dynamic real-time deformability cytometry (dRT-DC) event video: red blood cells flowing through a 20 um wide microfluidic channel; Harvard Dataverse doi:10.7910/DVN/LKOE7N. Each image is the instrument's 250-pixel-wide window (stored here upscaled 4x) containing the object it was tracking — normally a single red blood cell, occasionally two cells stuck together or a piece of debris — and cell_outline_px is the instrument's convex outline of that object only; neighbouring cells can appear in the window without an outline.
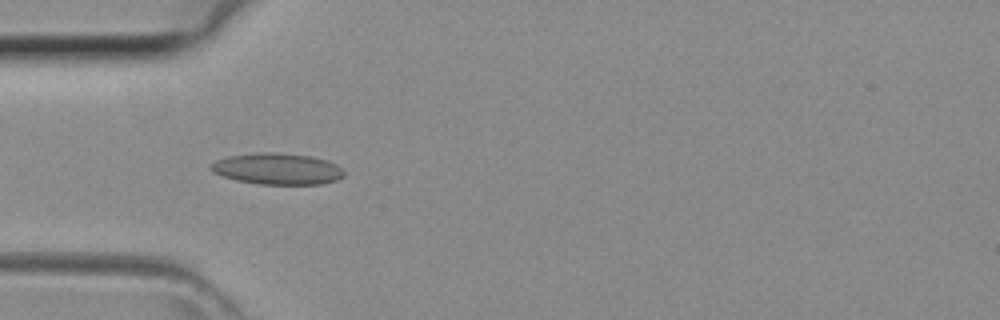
{"species": "common noctule bat (a hibernating species)", "species_latin": "Nyctalus noctula", "temperature_condition": "room temperature", "stored_images_in_passage": 35, "camera_frame_rate_fps": 3000, "um_per_image_px": 0.085, "animal": {"sex": "female", "body_mass_g": 29.2, "forearm_length_mm": 56.3}, "frame": {"image": 1, "passage_image": 5, "time_ms": 1.333, "image_size_px": [1000, 320], "cell_outline_px": [[344, 176], [336, 180], [320, 184], [260, 184], [236, 180], [212, 172], [208, 168], [208, 164], [216, 160], [228, 156], [256, 152], [276, 152], [312, 156], [328, 160], [336, 164], [344, 172]], "centroid_in_image_um": [23.54, 14.34], "position_along_channel_um": 61.5, "area_um2": 24.51}}
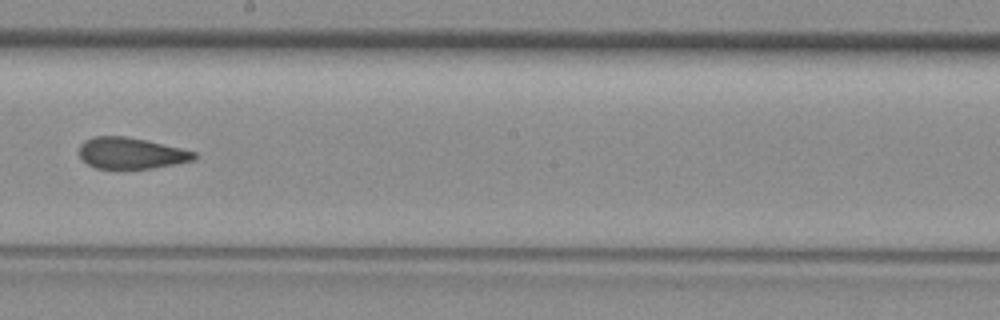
{"frame": {"image": 2, "passage_image": 16, "time_ms": 5.0, "image_size_px": [1000, 320], "cell_outline_px": [[196, 160], [176, 164], [152, 168], [96, 168], [88, 164], [80, 156], [80, 144], [84, 140], [92, 136], [124, 136], [148, 140], [196, 152]], "centroid_in_image_um": [11.15, 13.01], "position_along_channel_um": 237.0, "area_um2": 20.92}}
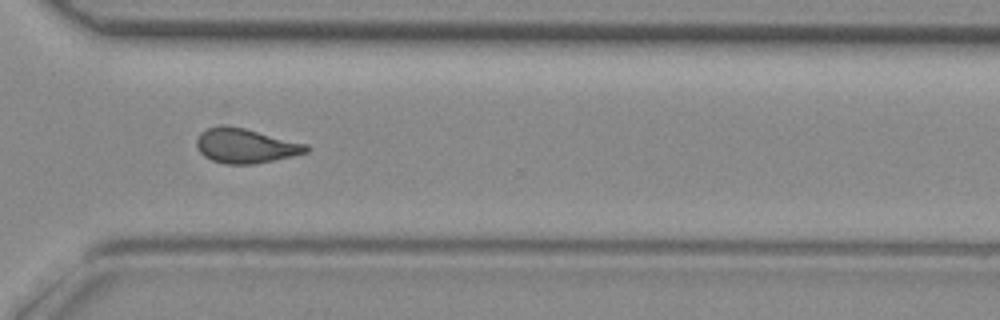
{"frame": {"image": 3, "passage_image": 23, "time_ms": 7.333, "image_size_px": [1000, 320], "cell_outline_px": [[312, 148], [308, 152], [292, 156], [252, 164], [224, 164], [212, 160], [204, 156], [200, 152], [196, 144], [196, 140], [200, 132], [208, 128], [220, 124], [224, 124], [244, 128], [308, 144]], "centroid_in_image_um": [20.86, 12.38], "position_along_channel_um": 349.7, "area_um2": 22.2}}